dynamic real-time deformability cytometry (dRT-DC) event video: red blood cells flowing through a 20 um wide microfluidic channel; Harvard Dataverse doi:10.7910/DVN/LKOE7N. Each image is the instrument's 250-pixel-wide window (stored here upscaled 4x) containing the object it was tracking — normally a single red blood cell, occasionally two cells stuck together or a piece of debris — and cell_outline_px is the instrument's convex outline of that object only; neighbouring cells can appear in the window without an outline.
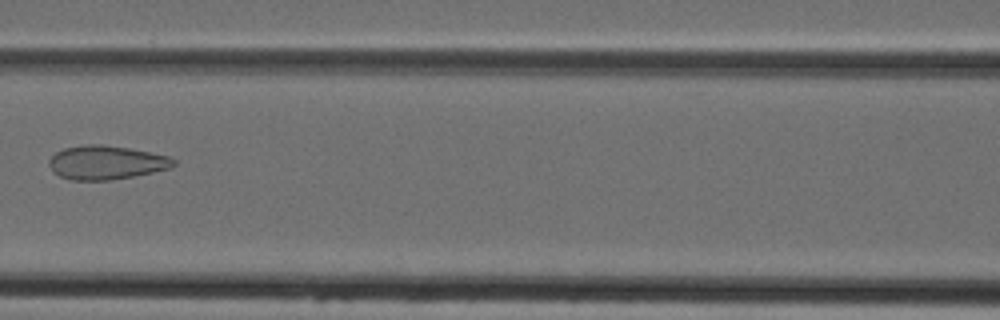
{"species": "Egyptian fruit bat (a non-hibernating species)", "species_latin": "Rousettus aegyptiacus", "temperature_condition": "cold", "stored_images_in_passage": 7, "camera_frame_rate_fps": 3000, "um_per_image_px": 0.085, "animal": {"sex": "female"}, "frame": {"image": 1, "passage_image": 7, "time_ms": 7.0, "image_size_px": [1000, 320], "cell_outline_px": [[176, 164], [172, 168], [132, 176], [108, 180], [72, 180], [60, 176], [52, 172], [48, 164], [48, 160], [56, 152], [64, 148], [84, 144], [100, 144], [128, 148], [168, 156], [176, 160]], "centroid_in_image_um": [9.0, 13.81], "position_along_channel_um": 157.6, "area_um2": 24.51}}